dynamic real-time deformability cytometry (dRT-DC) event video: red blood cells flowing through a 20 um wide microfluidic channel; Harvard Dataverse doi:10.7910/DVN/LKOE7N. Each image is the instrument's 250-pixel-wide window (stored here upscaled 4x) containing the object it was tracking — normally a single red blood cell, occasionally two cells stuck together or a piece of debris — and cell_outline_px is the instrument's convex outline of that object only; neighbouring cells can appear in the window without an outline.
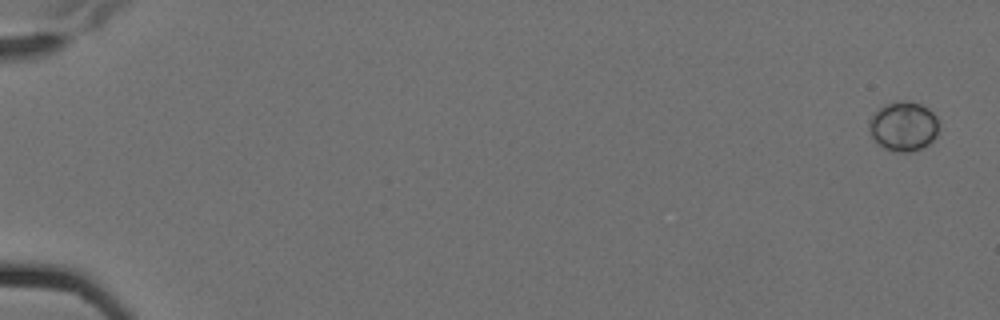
{"species": "Egyptian fruit bat (a non-hibernating species)", "species_latin": "Rousettus aegyptiacus", "temperature_condition": "cold", "stored_images_in_passage": 8, "camera_frame_rate_fps": 3000, "um_per_image_px": 0.085, "animal": {"sex": "female"}, "frame": {"image": 1, "passage_image": 1, "time_ms": 0.0, "image_size_px": [1000, 320], "cell_outline_px": [[940, 120], [936, 136], [928, 144], [912, 152], [892, 152], [876, 144], [868, 128], [868, 124], [872, 116], [884, 104], [904, 100], [920, 104], [928, 108]], "centroid_in_image_um": [76.79, 10.75], "position_along_channel_um": 8.2, "area_um2": 20.29}}
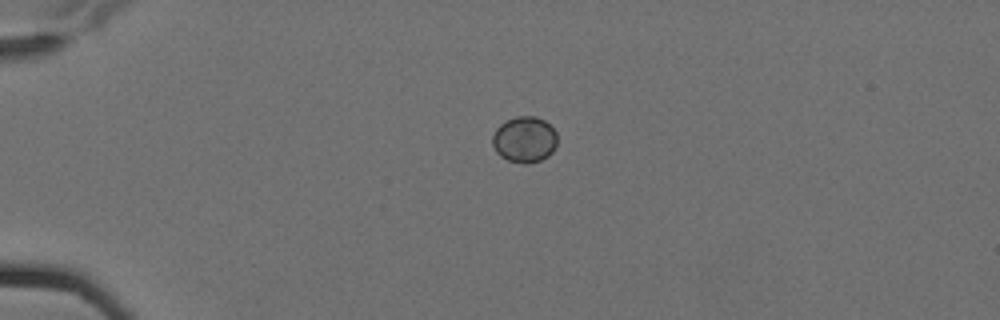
{"frame": {"image": 2, "passage_image": 5, "time_ms": 1.333, "image_size_px": [1000, 320], "cell_outline_px": [[556, 148], [548, 156], [540, 160], [528, 164], [524, 164], [508, 160], [500, 156], [496, 152], [492, 144], [492, 136], [496, 128], [500, 124], [516, 116], [536, 116], [544, 120], [556, 132]], "centroid_in_image_um": [44.57, 11.86], "position_along_channel_um": 40.4, "area_um2": 17.46}}
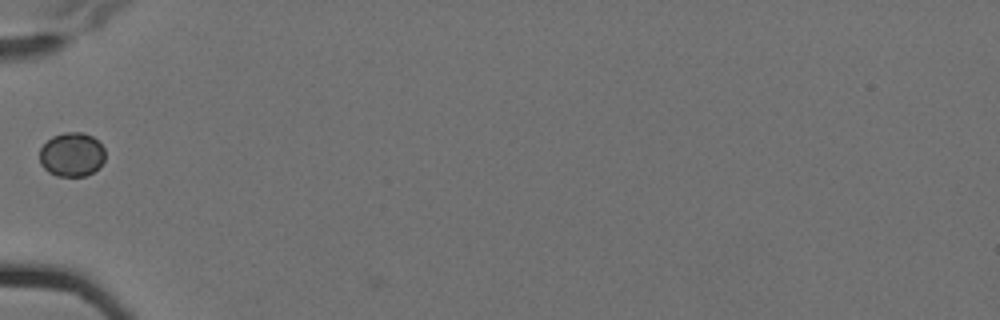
{"frame": {"image": 3, "passage_image": 7, "time_ms": 2.0, "image_size_px": [1000, 320], "cell_outline_px": [[104, 160], [100, 168], [84, 176], [56, 176], [48, 172], [40, 164], [40, 148], [52, 136], [64, 132], [84, 132], [92, 136], [104, 148]], "centroid_in_image_um": [6.1, 13.14], "position_along_channel_um": 78.9, "area_um2": 16.94}}